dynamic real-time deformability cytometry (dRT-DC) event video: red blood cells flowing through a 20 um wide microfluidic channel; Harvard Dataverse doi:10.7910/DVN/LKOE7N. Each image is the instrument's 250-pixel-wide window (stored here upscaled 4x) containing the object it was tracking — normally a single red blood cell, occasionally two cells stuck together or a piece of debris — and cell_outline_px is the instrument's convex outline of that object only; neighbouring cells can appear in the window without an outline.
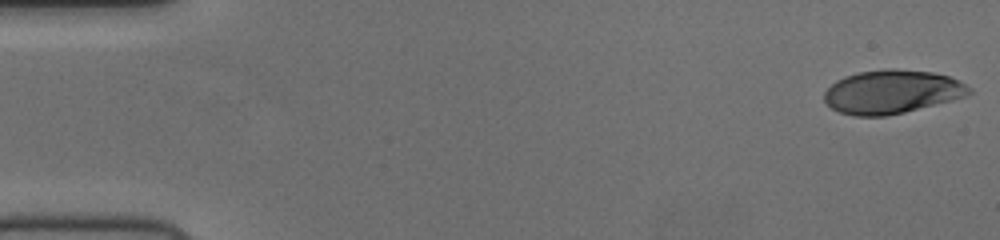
{"species": "human", "species_latin": "Homo sapiens", "temperature_condition": "cold", "stored_images_in_passage": 52, "camera_frame_rate_fps": 3000, "um_per_image_px": 0.085, "donor": {"sex": "female"}, "frame": {"image": 1, "passage_image": 1, "time_ms": 0.0, "image_size_px": [1000, 240], "cell_outline_px": [[972, 92], [964, 96], [952, 100], [888, 116], [852, 116], [840, 112], [832, 108], [824, 100], [824, 92], [836, 80], [844, 76], [860, 72], [892, 68], [932, 72], [948, 76], [960, 80], [972, 88]], "centroid_in_image_um": [75.81, 7.8], "position_along_channel_um": 9.2, "area_um2": 36.76}}
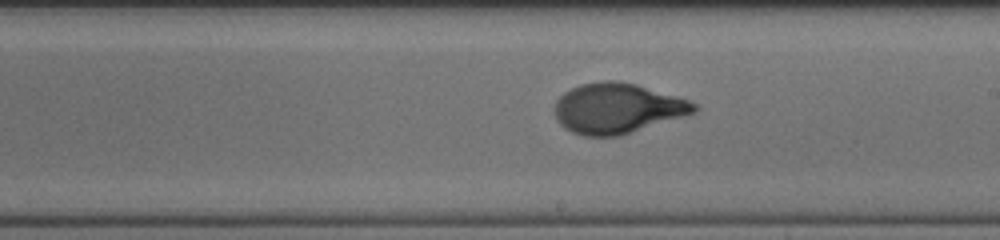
{"frame": {"image": 2, "passage_image": 30, "time_ms": 9.667, "image_size_px": [1000, 240], "cell_outline_px": [[700, 108], [696, 112], [620, 136], [584, 136], [572, 132], [564, 128], [556, 120], [556, 100], [564, 92], [580, 84], [604, 80], [616, 80], [636, 84], [688, 100], [696, 104]], "centroid_in_image_um": [52.46, 9.21], "position_along_channel_um": 236.5, "area_um2": 40.69}}
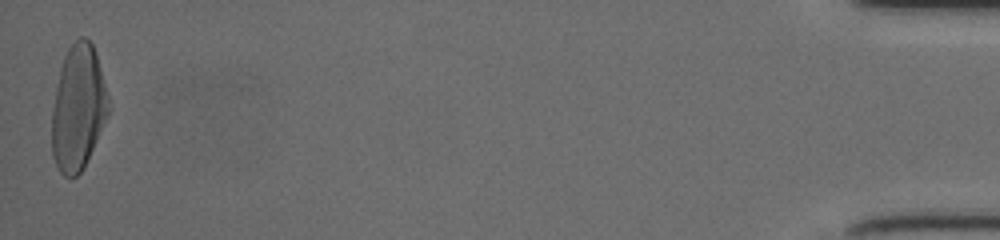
{"frame": {"image": 3, "passage_image": 52, "time_ms": 17.0, "image_size_px": [1000, 240], "cell_outline_px": [[108, 112], [84, 168], [76, 176], [64, 176], [60, 172], [52, 156], [52, 112], [56, 88], [60, 68], [64, 56], [68, 48], [80, 36], [84, 36], [92, 44], [96, 52], [108, 96]], "centroid_in_image_um": [6.62, 9.15], "position_along_channel_um": 428.6, "area_um2": 40.75}}